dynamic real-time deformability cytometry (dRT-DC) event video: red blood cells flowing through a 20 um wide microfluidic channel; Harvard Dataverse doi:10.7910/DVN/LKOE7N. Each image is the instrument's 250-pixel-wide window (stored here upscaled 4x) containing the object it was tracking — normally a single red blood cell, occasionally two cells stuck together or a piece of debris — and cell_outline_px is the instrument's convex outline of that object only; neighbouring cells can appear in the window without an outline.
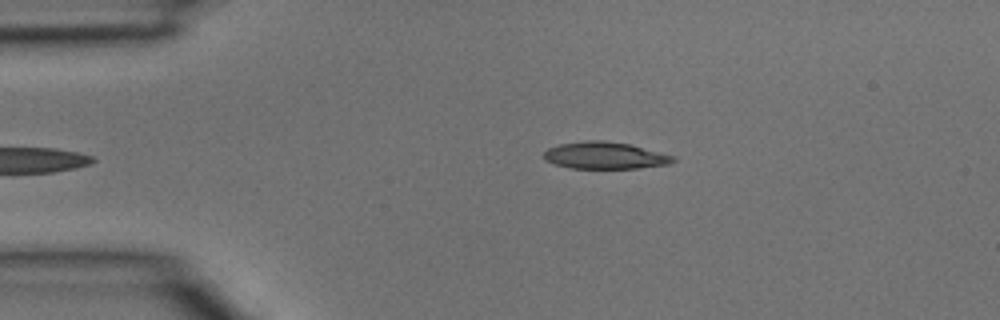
{"species": "common noctule bat (a hibernating species)", "species_latin": "Nyctalus noctula", "temperature_condition": "room temperature", "stored_images_in_passage": 33, "camera_frame_rate_fps": 3000, "um_per_image_px": 0.085, "animal": {"sex": "male", "body_mass_g": 15.6}, "frame": {"image": 1, "passage_image": 1, "time_ms": 0.0, "image_size_px": [1000, 320], "cell_outline_px": [[676, 160], [668, 164], [640, 168], [572, 168], [556, 164], [544, 160], [544, 152], [548, 148], [560, 144], [584, 140], [604, 140], [628, 144], [676, 156]], "centroid_in_image_um": [51.42, 13.21], "position_along_channel_um": 33.6, "area_um2": 20.23}}
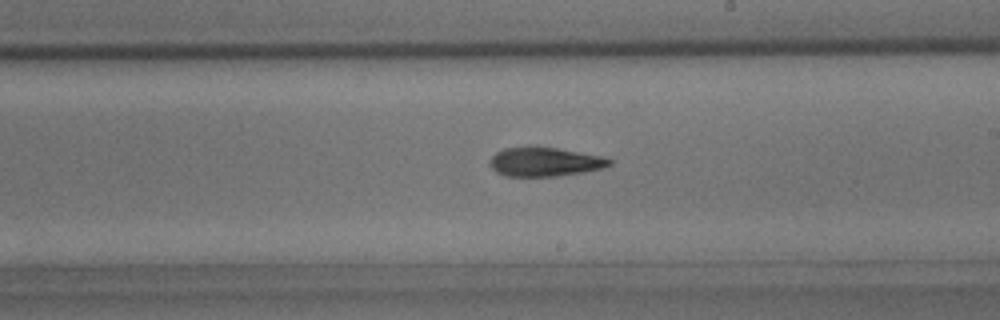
{"frame": {"image": 2, "passage_image": 16, "time_ms": 5.0, "image_size_px": [1000, 320], "cell_outline_px": [[612, 164], [604, 168], [584, 172], [556, 176], [504, 176], [496, 172], [488, 164], [492, 156], [496, 152], [504, 148], [528, 144], [536, 144], [604, 156], [612, 160]], "centroid_in_image_um": [46.29, 13.71], "position_along_channel_um": 242.7, "area_um2": 21.04}}
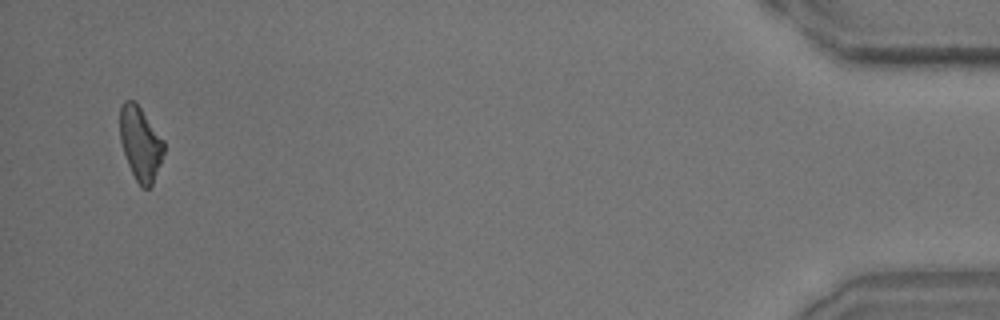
{"frame": {"image": 3, "passage_image": 32, "time_ms": 10.333, "image_size_px": [1000, 320], "cell_outline_px": [[164, 152], [160, 164], [152, 184], [148, 188], [140, 188], [128, 164], [120, 140], [120, 108], [124, 100], [136, 100], [164, 140]], "centroid_in_image_um": [11.93, 12.16], "position_along_channel_um": 423.3, "area_um2": 18.96}}